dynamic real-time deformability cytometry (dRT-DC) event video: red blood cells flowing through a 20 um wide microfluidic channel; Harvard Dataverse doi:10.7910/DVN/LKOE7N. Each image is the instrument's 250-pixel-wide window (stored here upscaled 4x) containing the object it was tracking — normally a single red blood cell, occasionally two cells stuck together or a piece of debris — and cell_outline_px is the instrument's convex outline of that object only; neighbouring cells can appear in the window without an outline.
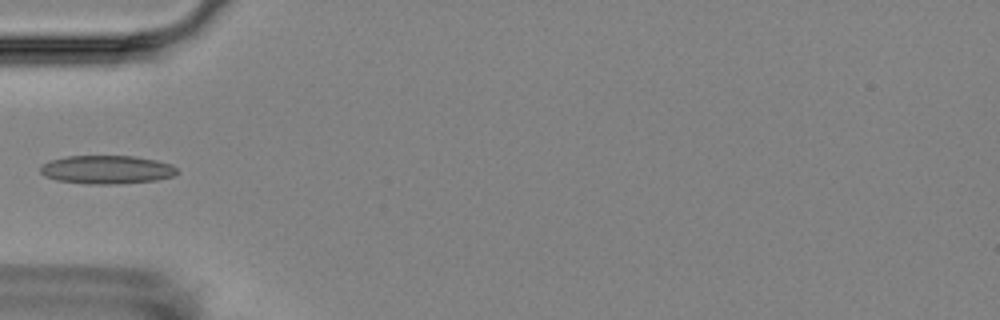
{"species": "Egyptian fruit bat (a non-hibernating species)", "species_latin": "Rousettus aegyptiacus", "temperature_condition": "room temperature", "stored_images_in_passage": 6, "camera_frame_rate_fps": 3000, "um_per_image_px": 0.085, "animal": {"sex": "female"}, "frame": {"image": 1, "passage_image": 6, "time_ms": 5.667, "image_size_px": [1000, 320], "cell_outline_px": [[180, 172], [172, 176], [156, 180], [120, 184], [88, 184], [56, 180], [44, 176], [40, 172], [40, 168], [48, 160], [68, 156], [132, 156], [156, 160], [172, 164]], "centroid_in_image_um": [9.08, 14.42], "position_along_channel_um": 75.9, "area_um2": 22.77}}